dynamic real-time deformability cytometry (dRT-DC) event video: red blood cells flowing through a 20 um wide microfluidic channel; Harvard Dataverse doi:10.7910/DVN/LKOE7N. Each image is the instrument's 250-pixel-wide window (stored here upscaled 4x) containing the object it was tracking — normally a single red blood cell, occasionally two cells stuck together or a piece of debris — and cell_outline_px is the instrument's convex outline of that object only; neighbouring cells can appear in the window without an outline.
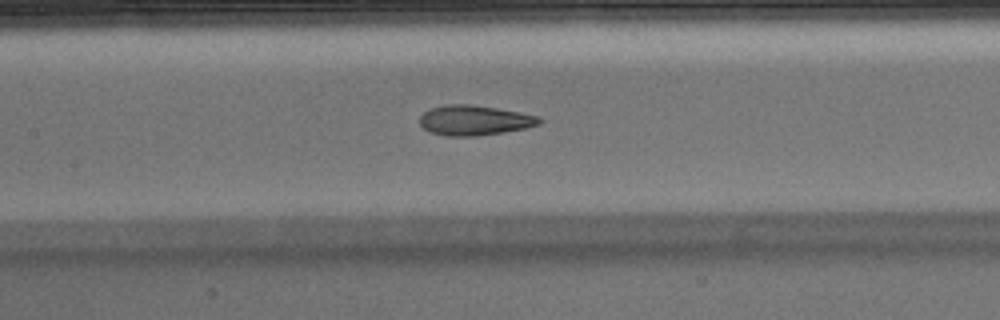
{"species": "Egyptian fruit bat (a non-hibernating species)", "species_latin": "Rousettus aegyptiacus", "temperature_condition": "warm", "stored_images_in_passage": 50, "camera_frame_rate_fps": 3000, "um_per_image_px": 0.085, "animal": {"sex": "male"}, "frame": {"image": 1, "passage_image": 22, "time_ms": 7.0, "image_size_px": [1000, 320], "cell_outline_px": [[544, 120], [540, 124], [524, 128], [476, 136], [448, 136], [432, 132], [424, 128], [420, 124], [420, 116], [424, 112], [432, 108], [444, 104], [472, 104], [520, 112], [536, 116]], "centroid_in_image_um": [40.32, 10.21], "position_along_channel_um": 167.1, "area_um2": 20.69}, "authors_computed_cell_mechanics": {"area_um2": 21.0681, "velocity_mm_per_s": 3.9321, "shape_relaxation_time_tau1_ms": 8.8589, "shape_relaxation_time_tau2_ms": 1.8984, "deformation_change_tau1": 0.297, "deformation_change_tau2": 0.1075}}